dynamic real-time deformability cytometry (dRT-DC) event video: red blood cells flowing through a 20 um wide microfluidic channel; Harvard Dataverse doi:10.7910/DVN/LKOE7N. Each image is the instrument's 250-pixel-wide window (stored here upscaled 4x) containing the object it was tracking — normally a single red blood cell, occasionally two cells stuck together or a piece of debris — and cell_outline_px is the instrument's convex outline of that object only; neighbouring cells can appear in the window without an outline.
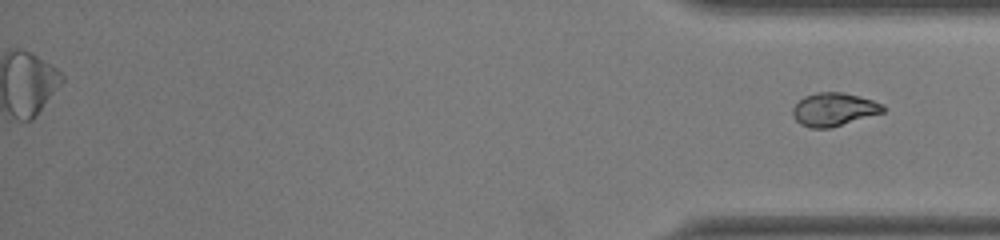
{"species": "common noctule bat (a hibernating species)", "species_latin": "Nyctalus noctula", "temperature_condition": "room temperature", "stored_images_in_passage": 46, "segment_of_instrument_passage": [2, 2], "camera_frame_rate_fps": 3000, "um_per_image_px": 0.085, "animal": {"sex": "female", "body_mass_g": 22.0, "forearm_length_mm": 56.7}, "frame": {"image": 1, "passage_image": 46, "time_ms": 15.0, "image_size_px": [1000, 240], "cell_outline_px": [[888, 108], [884, 112], [828, 128], [812, 128], [800, 124], [796, 120], [792, 112], [792, 108], [804, 96], [816, 92], [840, 92], [872, 100], [884, 104]], "centroid_in_image_um": [70.88, 9.29], "position_along_channel_um": 364.3, "area_um2": 17.28}}